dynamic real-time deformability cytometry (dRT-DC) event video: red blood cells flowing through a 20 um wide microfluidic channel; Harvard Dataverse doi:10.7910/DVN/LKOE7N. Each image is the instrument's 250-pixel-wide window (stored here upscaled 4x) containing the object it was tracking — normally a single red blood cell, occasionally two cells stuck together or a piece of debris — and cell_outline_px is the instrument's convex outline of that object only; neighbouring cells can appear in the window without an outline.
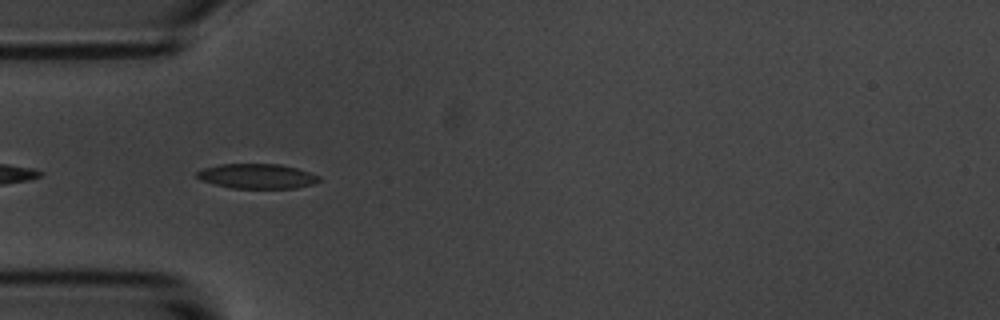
{"species": "common noctule bat (a hibernating species)", "species_latin": "Nyctalus noctula", "temperature_condition": "room temperature", "stored_images_in_passage": 3, "camera_frame_rate_fps": 3000, "um_per_image_px": 0.085, "animal": {"sex": "male", "body_mass_g": 20.1, "forearm_length_mm": 53.5}, "frame": {"image": 1, "passage_image": 2, "time_ms": 1.333, "image_size_px": [1000, 320], "cell_outline_px": [[320, 180], [312, 184], [296, 188], [232, 188], [200, 180], [196, 176], [196, 172], [204, 168], [220, 164], [280, 164], [296, 168], [320, 176]], "centroid_in_image_um": [21.84, 14.97], "position_along_channel_um": 63.2, "area_um2": 17.51}}
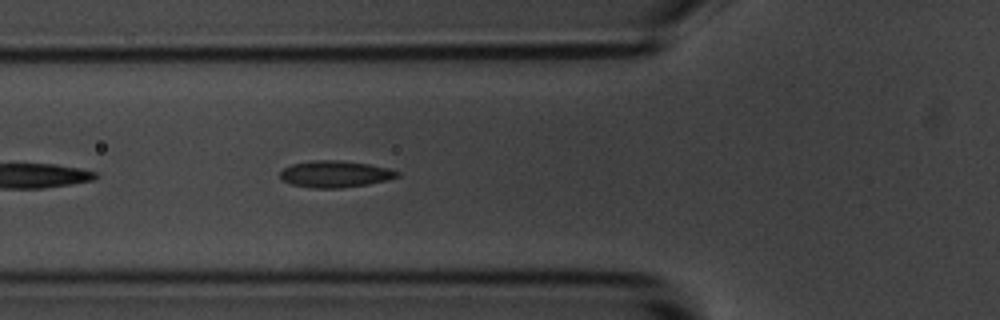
{"frame": {"image": 2, "passage_image": 3, "time_ms": 2.333, "image_size_px": [1000, 320], "cell_outline_px": [[400, 176], [388, 180], [368, 184], [340, 188], [312, 188], [292, 184], [280, 180], [280, 172], [284, 168], [292, 164], [312, 160], [336, 160], [368, 164], [388, 168], [400, 172]], "centroid_in_image_um": [28.48, 14.8], "position_along_channel_um": 97.3, "area_um2": 18.21}}